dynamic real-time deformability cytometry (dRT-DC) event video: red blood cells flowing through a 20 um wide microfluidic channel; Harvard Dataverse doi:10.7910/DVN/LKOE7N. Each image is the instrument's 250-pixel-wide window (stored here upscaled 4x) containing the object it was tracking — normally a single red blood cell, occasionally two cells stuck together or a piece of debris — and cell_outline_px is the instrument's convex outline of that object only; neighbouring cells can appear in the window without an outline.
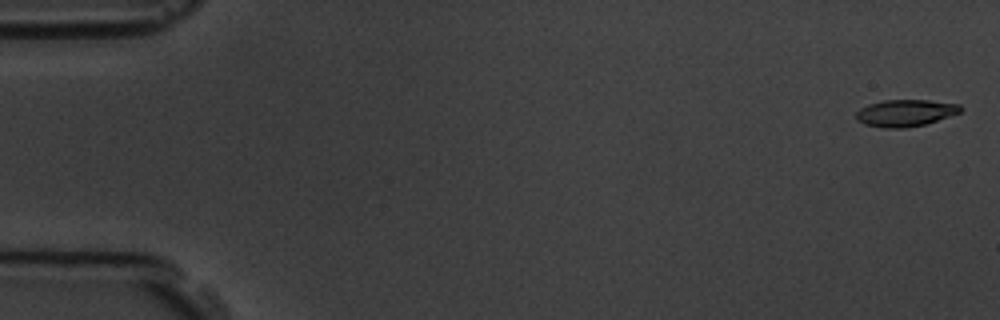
{"species": "common noctule bat (a hibernating species)", "species_latin": "Nyctalus noctula", "temperature_condition": "room temperature", "stored_images_in_passage": 5, "camera_frame_rate_fps": 3000, "um_per_image_px": 0.085, "animal": {"sex": "male", "body_mass_g": 19.5, "forearm_length_mm": 54.6}, "frame": {"image": 1, "passage_image": 1, "time_ms": 0.0, "image_size_px": [1000, 320], "cell_outline_px": [[964, 108], [960, 112], [924, 124], [904, 128], [888, 128], [864, 124], [856, 120], [856, 112], [860, 108], [868, 104], [884, 100], [928, 100], [960, 104]], "centroid_in_image_um": [76.94, 9.59], "position_along_channel_um": 8.1, "area_um2": 16.24}}
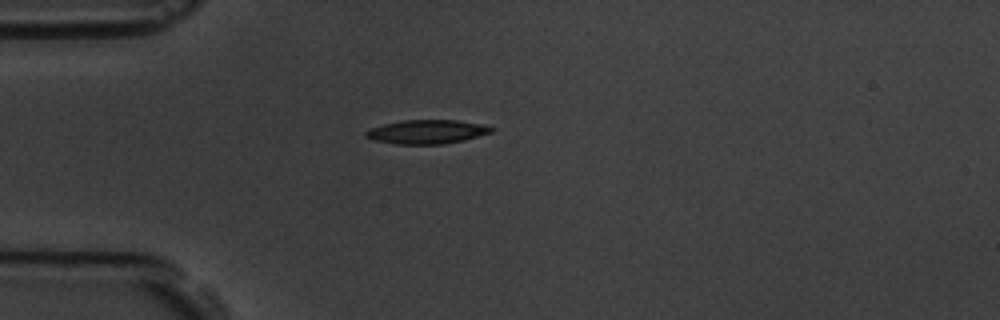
{"frame": {"image": 2, "passage_image": 5, "time_ms": 4.667, "image_size_px": [1000, 320], "cell_outline_px": [[496, 128], [492, 132], [464, 140], [444, 144], [396, 144], [372, 140], [364, 136], [364, 132], [368, 128], [384, 124], [404, 120], [456, 120], [480, 124]], "centroid_in_image_um": [36.24, 11.2], "position_along_channel_um": 48.8, "area_um2": 17.57}}